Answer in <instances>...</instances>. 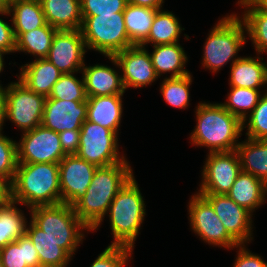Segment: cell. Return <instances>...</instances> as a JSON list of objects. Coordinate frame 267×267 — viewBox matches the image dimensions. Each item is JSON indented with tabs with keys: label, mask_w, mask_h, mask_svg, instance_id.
Here are the masks:
<instances>
[{
	"label": "cell",
	"mask_w": 267,
	"mask_h": 267,
	"mask_svg": "<svg viewBox=\"0 0 267 267\" xmlns=\"http://www.w3.org/2000/svg\"><path fill=\"white\" fill-rule=\"evenodd\" d=\"M132 171L127 159L96 169L86 193L73 205L77 217L90 232L101 225L115 196L134 175Z\"/></svg>",
	"instance_id": "1"
},
{
	"label": "cell",
	"mask_w": 267,
	"mask_h": 267,
	"mask_svg": "<svg viewBox=\"0 0 267 267\" xmlns=\"http://www.w3.org/2000/svg\"><path fill=\"white\" fill-rule=\"evenodd\" d=\"M8 196L29 209L61 204L59 163L18 164Z\"/></svg>",
	"instance_id": "2"
},
{
	"label": "cell",
	"mask_w": 267,
	"mask_h": 267,
	"mask_svg": "<svg viewBox=\"0 0 267 267\" xmlns=\"http://www.w3.org/2000/svg\"><path fill=\"white\" fill-rule=\"evenodd\" d=\"M196 126L190 134L193 145L207 147L209 153L236 150L242 135V121L220 103L199 102Z\"/></svg>",
	"instance_id": "3"
},
{
	"label": "cell",
	"mask_w": 267,
	"mask_h": 267,
	"mask_svg": "<svg viewBox=\"0 0 267 267\" xmlns=\"http://www.w3.org/2000/svg\"><path fill=\"white\" fill-rule=\"evenodd\" d=\"M145 206L142 193L133 175L119 190L107 212L114 239L111 245L134 248L145 219Z\"/></svg>",
	"instance_id": "4"
},
{
	"label": "cell",
	"mask_w": 267,
	"mask_h": 267,
	"mask_svg": "<svg viewBox=\"0 0 267 267\" xmlns=\"http://www.w3.org/2000/svg\"><path fill=\"white\" fill-rule=\"evenodd\" d=\"M30 214V220L71 257L84 239L83 231H90L77 217L73 206L65 203L37 206L30 209Z\"/></svg>",
	"instance_id": "5"
},
{
	"label": "cell",
	"mask_w": 267,
	"mask_h": 267,
	"mask_svg": "<svg viewBox=\"0 0 267 267\" xmlns=\"http://www.w3.org/2000/svg\"><path fill=\"white\" fill-rule=\"evenodd\" d=\"M245 34V24L237 14L221 18L211 29L204 44L203 67L215 73L228 62L233 64L237 61L240 58L236 56L238 51L247 43Z\"/></svg>",
	"instance_id": "6"
},
{
	"label": "cell",
	"mask_w": 267,
	"mask_h": 267,
	"mask_svg": "<svg viewBox=\"0 0 267 267\" xmlns=\"http://www.w3.org/2000/svg\"><path fill=\"white\" fill-rule=\"evenodd\" d=\"M80 30L86 49L98 51L105 56H114L134 46L125 28L123 13L82 17Z\"/></svg>",
	"instance_id": "7"
},
{
	"label": "cell",
	"mask_w": 267,
	"mask_h": 267,
	"mask_svg": "<svg viewBox=\"0 0 267 267\" xmlns=\"http://www.w3.org/2000/svg\"><path fill=\"white\" fill-rule=\"evenodd\" d=\"M118 135L111 129L85 120L80 129V144L76 155L96 167H106L123 162L120 156Z\"/></svg>",
	"instance_id": "8"
},
{
	"label": "cell",
	"mask_w": 267,
	"mask_h": 267,
	"mask_svg": "<svg viewBox=\"0 0 267 267\" xmlns=\"http://www.w3.org/2000/svg\"><path fill=\"white\" fill-rule=\"evenodd\" d=\"M7 86L5 119L14 123L22 132L40 126L46 97L28 89L19 80Z\"/></svg>",
	"instance_id": "9"
},
{
	"label": "cell",
	"mask_w": 267,
	"mask_h": 267,
	"mask_svg": "<svg viewBox=\"0 0 267 267\" xmlns=\"http://www.w3.org/2000/svg\"><path fill=\"white\" fill-rule=\"evenodd\" d=\"M188 206L190 227L209 245L232 249L239 244L228 234L211 203L198 192L190 198Z\"/></svg>",
	"instance_id": "10"
},
{
	"label": "cell",
	"mask_w": 267,
	"mask_h": 267,
	"mask_svg": "<svg viewBox=\"0 0 267 267\" xmlns=\"http://www.w3.org/2000/svg\"><path fill=\"white\" fill-rule=\"evenodd\" d=\"M16 144L18 164L59 163L66 156L59 134L42 125L23 132Z\"/></svg>",
	"instance_id": "11"
},
{
	"label": "cell",
	"mask_w": 267,
	"mask_h": 267,
	"mask_svg": "<svg viewBox=\"0 0 267 267\" xmlns=\"http://www.w3.org/2000/svg\"><path fill=\"white\" fill-rule=\"evenodd\" d=\"M199 194H227L241 172L236 150L207 154Z\"/></svg>",
	"instance_id": "12"
},
{
	"label": "cell",
	"mask_w": 267,
	"mask_h": 267,
	"mask_svg": "<svg viewBox=\"0 0 267 267\" xmlns=\"http://www.w3.org/2000/svg\"><path fill=\"white\" fill-rule=\"evenodd\" d=\"M105 57L120 68L125 90L129 87H146L158 79L146 47L134 45L116 53L114 56Z\"/></svg>",
	"instance_id": "13"
},
{
	"label": "cell",
	"mask_w": 267,
	"mask_h": 267,
	"mask_svg": "<svg viewBox=\"0 0 267 267\" xmlns=\"http://www.w3.org/2000/svg\"><path fill=\"white\" fill-rule=\"evenodd\" d=\"M86 52L80 29L57 30L46 59L63 74L80 73L85 64Z\"/></svg>",
	"instance_id": "14"
},
{
	"label": "cell",
	"mask_w": 267,
	"mask_h": 267,
	"mask_svg": "<svg viewBox=\"0 0 267 267\" xmlns=\"http://www.w3.org/2000/svg\"><path fill=\"white\" fill-rule=\"evenodd\" d=\"M98 167L76 154L59 162L61 202L73 206L86 193Z\"/></svg>",
	"instance_id": "15"
},
{
	"label": "cell",
	"mask_w": 267,
	"mask_h": 267,
	"mask_svg": "<svg viewBox=\"0 0 267 267\" xmlns=\"http://www.w3.org/2000/svg\"><path fill=\"white\" fill-rule=\"evenodd\" d=\"M214 208L228 234L239 244L251 242L253 239L252 213L236 204L226 194H201Z\"/></svg>",
	"instance_id": "16"
},
{
	"label": "cell",
	"mask_w": 267,
	"mask_h": 267,
	"mask_svg": "<svg viewBox=\"0 0 267 267\" xmlns=\"http://www.w3.org/2000/svg\"><path fill=\"white\" fill-rule=\"evenodd\" d=\"M87 119V100L68 101L46 97L41 125L56 133L80 130Z\"/></svg>",
	"instance_id": "17"
},
{
	"label": "cell",
	"mask_w": 267,
	"mask_h": 267,
	"mask_svg": "<svg viewBox=\"0 0 267 267\" xmlns=\"http://www.w3.org/2000/svg\"><path fill=\"white\" fill-rule=\"evenodd\" d=\"M82 68L87 97L124 95L122 76L107 65L95 64Z\"/></svg>",
	"instance_id": "18"
},
{
	"label": "cell",
	"mask_w": 267,
	"mask_h": 267,
	"mask_svg": "<svg viewBox=\"0 0 267 267\" xmlns=\"http://www.w3.org/2000/svg\"><path fill=\"white\" fill-rule=\"evenodd\" d=\"M18 80L37 94L49 97L53 85L63 74L46 58L35 59L21 66Z\"/></svg>",
	"instance_id": "19"
},
{
	"label": "cell",
	"mask_w": 267,
	"mask_h": 267,
	"mask_svg": "<svg viewBox=\"0 0 267 267\" xmlns=\"http://www.w3.org/2000/svg\"><path fill=\"white\" fill-rule=\"evenodd\" d=\"M123 95L87 97V119L118 135L123 113Z\"/></svg>",
	"instance_id": "20"
},
{
	"label": "cell",
	"mask_w": 267,
	"mask_h": 267,
	"mask_svg": "<svg viewBox=\"0 0 267 267\" xmlns=\"http://www.w3.org/2000/svg\"><path fill=\"white\" fill-rule=\"evenodd\" d=\"M226 195L253 214L265 203L267 185L254 175L241 171Z\"/></svg>",
	"instance_id": "21"
},
{
	"label": "cell",
	"mask_w": 267,
	"mask_h": 267,
	"mask_svg": "<svg viewBox=\"0 0 267 267\" xmlns=\"http://www.w3.org/2000/svg\"><path fill=\"white\" fill-rule=\"evenodd\" d=\"M46 22L57 30H76L82 25L80 0H39Z\"/></svg>",
	"instance_id": "22"
},
{
	"label": "cell",
	"mask_w": 267,
	"mask_h": 267,
	"mask_svg": "<svg viewBox=\"0 0 267 267\" xmlns=\"http://www.w3.org/2000/svg\"><path fill=\"white\" fill-rule=\"evenodd\" d=\"M261 59V61H260ZM257 57H241L231 64L230 86L259 89L267 84V63Z\"/></svg>",
	"instance_id": "23"
},
{
	"label": "cell",
	"mask_w": 267,
	"mask_h": 267,
	"mask_svg": "<svg viewBox=\"0 0 267 267\" xmlns=\"http://www.w3.org/2000/svg\"><path fill=\"white\" fill-rule=\"evenodd\" d=\"M153 48V52H149V54L155 73L159 78L164 73H171L170 77L190 74L188 70L184 69L188 57L179 42L155 45Z\"/></svg>",
	"instance_id": "24"
},
{
	"label": "cell",
	"mask_w": 267,
	"mask_h": 267,
	"mask_svg": "<svg viewBox=\"0 0 267 267\" xmlns=\"http://www.w3.org/2000/svg\"><path fill=\"white\" fill-rule=\"evenodd\" d=\"M28 226L25 234L37 250L40 267H67L72 257L31 220Z\"/></svg>",
	"instance_id": "25"
},
{
	"label": "cell",
	"mask_w": 267,
	"mask_h": 267,
	"mask_svg": "<svg viewBox=\"0 0 267 267\" xmlns=\"http://www.w3.org/2000/svg\"><path fill=\"white\" fill-rule=\"evenodd\" d=\"M241 171L250 173L267 185V139L246 138L236 148Z\"/></svg>",
	"instance_id": "26"
},
{
	"label": "cell",
	"mask_w": 267,
	"mask_h": 267,
	"mask_svg": "<svg viewBox=\"0 0 267 267\" xmlns=\"http://www.w3.org/2000/svg\"><path fill=\"white\" fill-rule=\"evenodd\" d=\"M237 4L246 9L241 15V19L255 51L259 55L267 53V12L253 0H238Z\"/></svg>",
	"instance_id": "27"
},
{
	"label": "cell",
	"mask_w": 267,
	"mask_h": 267,
	"mask_svg": "<svg viewBox=\"0 0 267 267\" xmlns=\"http://www.w3.org/2000/svg\"><path fill=\"white\" fill-rule=\"evenodd\" d=\"M14 33H24L47 24L39 0H14L10 4Z\"/></svg>",
	"instance_id": "28"
},
{
	"label": "cell",
	"mask_w": 267,
	"mask_h": 267,
	"mask_svg": "<svg viewBox=\"0 0 267 267\" xmlns=\"http://www.w3.org/2000/svg\"><path fill=\"white\" fill-rule=\"evenodd\" d=\"M57 29L48 23L45 26L24 33H14L15 52L29 53L35 59L46 58L51 47L52 39Z\"/></svg>",
	"instance_id": "29"
},
{
	"label": "cell",
	"mask_w": 267,
	"mask_h": 267,
	"mask_svg": "<svg viewBox=\"0 0 267 267\" xmlns=\"http://www.w3.org/2000/svg\"><path fill=\"white\" fill-rule=\"evenodd\" d=\"M159 9L128 3L123 12L125 28L133 45H141L148 37L153 19Z\"/></svg>",
	"instance_id": "30"
},
{
	"label": "cell",
	"mask_w": 267,
	"mask_h": 267,
	"mask_svg": "<svg viewBox=\"0 0 267 267\" xmlns=\"http://www.w3.org/2000/svg\"><path fill=\"white\" fill-rule=\"evenodd\" d=\"M184 29L172 12L159 9L153 19L147 39L140 46L145 47L148 43L155 46L180 42L179 36Z\"/></svg>",
	"instance_id": "31"
},
{
	"label": "cell",
	"mask_w": 267,
	"mask_h": 267,
	"mask_svg": "<svg viewBox=\"0 0 267 267\" xmlns=\"http://www.w3.org/2000/svg\"><path fill=\"white\" fill-rule=\"evenodd\" d=\"M16 204L8 198L0 207V249L26 233L27 218Z\"/></svg>",
	"instance_id": "32"
},
{
	"label": "cell",
	"mask_w": 267,
	"mask_h": 267,
	"mask_svg": "<svg viewBox=\"0 0 267 267\" xmlns=\"http://www.w3.org/2000/svg\"><path fill=\"white\" fill-rule=\"evenodd\" d=\"M3 267H40L33 242L25 234L0 249Z\"/></svg>",
	"instance_id": "33"
},
{
	"label": "cell",
	"mask_w": 267,
	"mask_h": 267,
	"mask_svg": "<svg viewBox=\"0 0 267 267\" xmlns=\"http://www.w3.org/2000/svg\"><path fill=\"white\" fill-rule=\"evenodd\" d=\"M230 89L227 101L220 104L243 122L259 103L261 91L234 86H230Z\"/></svg>",
	"instance_id": "34"
},
{
	"label": "cell",
	"mask_w": 267,
	"mask_h": 267,
	"mask_svg": "<svg viewBox=\"0 0 267 267\" xmlns=\"http://www.w3.org/2000/svg\"><path fill=\"white\" fill-rule=\"evenodd\" d=\"M191 83V73L181 77H165L160 86L161 95L170 106L185 109L190 105Z\"/></svg>",
	"instance_id": "35"
},
{
	"label": "cell",
	"mask_w": 267,
	"mask_h": 267,
	"mask_svg": "<svg viewBox=\"0 0 267 267\" xmlns=\"http://www.w3.org/2000/svg\"><path fill=\"white\" fill-rule=\"evenodd\" d=\"M74 74H62L59 80L53 85L48 98L79 102L86 101L87 95L83 75L81 76L82 79H79Z\"/></svg>",
	"instance_id": "36"
},
{
	"label": "cell",
	"mask_w": 267,
	"mask_h": 267,
	"mask_svg": "<svg viewBox=\"0 0 267 267\" xmlns=\"http://www.w3.org/2000/svg\"><path fill=\"white\" fill-rule=\"evenodd\" d=\"M17 142L0 132V185L8 188L18 165Z\"/></svg>",
	"instance_id": "37"
},
{
	"label": "cell",
	"mask_w": 267,
	"mask_h": 267,
	"mask_svg": "<svg viewBox=\"0 0 267 267\" xmlns=\"http://www.w3.org/2000/svg\"><path fill=\"white\" fill-rule=\"evenodd\" d=\"M242 124L243 130L247 127L246 138L254 140L267 139V90L265 94H262L259 103L243 120Z\"/></svg>",
	"instance_id": "38"
},
{
	"label": "cell",
	"mask_w": 267,
	"mask_h": 267,
	"mask_svg": "<svg viewBox=\"0 0 267 267\" xmlns=\"http://www.w3.org/2000/svg\"><path fill=\"white\" fill-rule=\"evenodd\" d=\"M133 249L121 245H108L90 267H124L132 259Z\"/></svg>",
	"instance_id": "39"
},
{
	"label": "cell",
	"mask_w": 267,
	"mask_h": 267,
	"mask_svg": "<svg viewBox=\"0 0 267 267\" xmlns=\"http://www.w3.org/2000/svg\"><path fill=\"white\" fill-rule=\"evenodd\" d=\"M128 0H80L82 17L123 13Z\"/></svg>",
	"instance_id": "40"
},
{
	"label": "cell",
	"mask_w": 267,
	"mask_h": 267,
	"mask_svg": "<svg viewBox=\"0 0 267 267\" xmlns=\"http://www.w3.org/2000/svg\"><path fill=\"white\" fill-rule=\"evenodd\" d=\"M1 16H9V11H1ZM0 52L3 55L15 52V36L13 26H10L2 18H0Z\"/></svg>",
	"instance_id": "41"
},
{
	"label": "cell",
	"mask_w": 267,
	"mask_h": 267,
	"mask_svg": "<svg viewBox=\"0 0 267 267\" xmlns=\"http://www.w3.org/2000/svg\"><path fill=\"white\" fill-rule=\"evenodd\" d=\"M245 244L238 245L237 257L233 267H267V262L261 256L251 253L246 249Z\"/></svg>",
	"instance_id": "42"
},
{
	"label": "cell",
	"mask_w": 267,
	"mask_h": 267,
	"mask_svg": "<svg viewBox=\"0 0 267 267\" xmlns=\"http://www.w3.org/2000/svg\"><path fill=\"white\" fill-rule=\"evenodd\" d=\"M58 134L64 153L66 155L76 154L80 144V130H65Z\"/></svg>",
	"instance_id": "43"
},
{
	"label": "cell",
	"mask_w": 267,
	"mask_h": 267,
	"mask_svg": "<svg viewBox=\"0 0 267 267\" xmlns=\"http://www.w3.org/2000/svg\"><path fill=\"white\" fill-rule=\"evenodd\" d=\"M128 3L146 8L161 9L164 0H128Z\"/></svg>",
	"instance_id": "44"
},
{
	"label": "cell",
	"mask_w": 267,
	"mask_h": 267,
	"mask_svg": "<svg viewBox=\"0 0 267 267\" xmlns=\"http://www.w3.org/2000/svg\"><path fill=\"white\" fill-rule=\"evenodd\" d=\"M6 112V96H5V87L0 86V132L3 130V123L5 119Z\"/></svg>",
	"instance_id": "45"
},
{
	"label": "cell",
	"mask_w": 267,
	"mask_h": 267,
	"mask_svg": "<svg viewBox=\"0 0 267 267\" xmlns=\"http://www.w3.org/2000/svg\"><path fill=\"white\" fill-rule=\"evenodd\" d=\"M10 0H0V12L1 11H9L10 10Z\"/></svg>",
	"instance_id": "46"
},
{
	"label": "cell",
	"mask_w": 267,
	"mask_h": 267,
	"mask_svg": "<svg viewBox=\"0 0 267 267\" xmlns=\"http://www.w3.org/2000/svg\"><path fill=\"white\" fill-rule=\"evenodd\" d=\"M262 10L267 12V0H253Z\"/></svg>",
	"instance_id": "47"
},
{
	"label": "cell",
	"mask_w": 267,
	"mask_h": 267,
	"mask_svg": "<svg viewBox=\"0 0 267 267\" xmlns=\"http://www.w3.org/2000/svg\"><path fill=\"white\" fill-rule=\"evenodd\" d=\"M8 198V193H0V207Z\"/></svg>",
	"instance_id": "48"
},
{
	"label": "cell",
	"mask_w": 267,
	"mask_h": 267,
	"mask_svg": "<svg viewBox=\"0 0 267 267\" xmlns=\"http://www.w3.org/2000/svg\"><path fill=\"white\" fill-rule=\"evenodd\" d=\"M0 193H8V188L0 185Z\"/></svg>",
	"instance_id": "49"
},
{
	"label": "cell",
	"mask_w": 267,
	"mask_h": 267,
	"mask_svg": "<svg viewBox=\"0 0 267 267\" xmlns=\"http://www.w3.org/2000/svg\"><path fill=\"white\" fill-rule=\"evenodd\" d=\"M4 55L0 52V64H4Z\"/></svg>",
	"instance_id": "50"
},
{
	"label": "cell",
	"mask_w": 267,
	"mask_h": 267,
	"mask_svg": "<svg viewBox=\"0 0 267 267\" xmlns=\"http://www.w3.org/2000/svg\"><path fill=\"white\" fill-rule=\"evenodd\" d=\"M4 70V64H0V73L2 72ZM2 84L0 83V86H1Z\"/></svg>",
	"instance_id": "51"
},
{
	"label": "cell",
	"mask_w": 267,
	"mask_h": 267,
	"mask_svg": "<svg viewBox=\"0 0 267 267\" xmlns=\"http://www.w3.org/2000/svg\"><path fill=\"white\" fill-rule=\"evenodd\" d=\"M0 267H3L1 257H0Z\"/></svg>",
	"instance_id": "52"
}]
</instances>
